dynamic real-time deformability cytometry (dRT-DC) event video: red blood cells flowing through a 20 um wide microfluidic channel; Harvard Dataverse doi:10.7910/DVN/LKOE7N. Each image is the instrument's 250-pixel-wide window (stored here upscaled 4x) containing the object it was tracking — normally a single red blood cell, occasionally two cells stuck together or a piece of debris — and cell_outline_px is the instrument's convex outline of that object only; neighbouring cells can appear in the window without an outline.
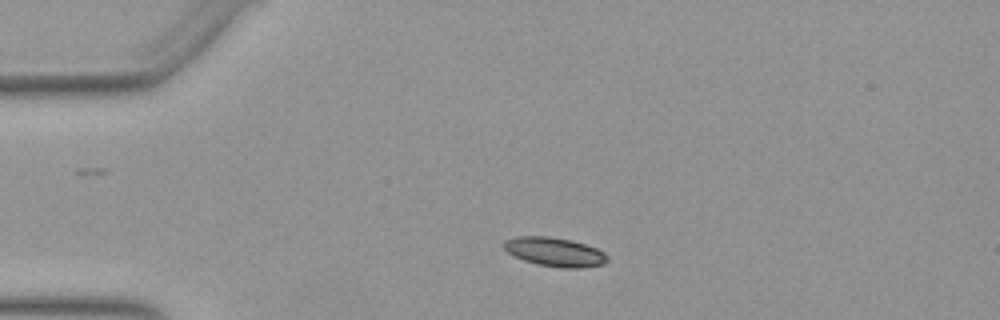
{"species": "Egyptian fruit bat (a non-hibernating species)", "species_latin": "Rousettus aegyptiacus", "temperature_condition": "warm", "stored_images_in_passage": 48, "camera_frame_rate_fps": 3000, "um_per_image_px": 0.085, "animal": {"sex": "female"}, "frame": {"image": 1, "passage_image": 8, "time_ms": 2.333, "image_size_px": [1000, 320], "cell_outline_px": [[608, 260], [604, 264], [580, 268], [564, 268], [536, 264], [524, 260], [508, 252], [500, 244], [504, 240], [516, 236], [548, 236], [572, 240], [596, 248], [604, 252], [608, 256]], "centroid_in_image_um": [47.14, 21.4], "position_along_channel_um": 37.9, "area_um2": 17.57}}
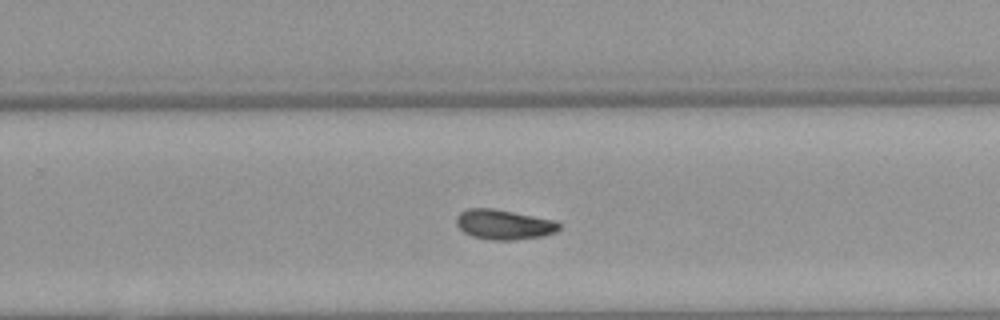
{"frame": {"image": 2, "passage_image": 30, "time_ms": 9.667, "image_size_px": [1000, 320], "cell_outline_px": [[560, 228], [556, 232], [544, 236], [516, 240], [488, 240], [472, 236], [464, 232], [456, 224], [456, 216], [460, 212], [468, 208], [496, 208], [556, 220], [560, 224]], "centroid_in_image_um": [42.85, 19.08], "position_along_channel_um": 287.0, "area_um2": 18.26}}
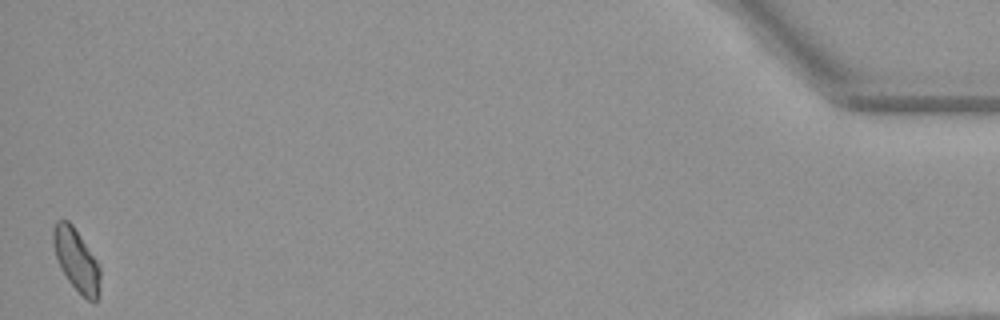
{"frame": {"image": 3, "passage_image": 48, "time_ms": 15.667, "image_size_px": [1000, 320], "cell_outline_px": [[100, 276], [96, 304], [92, 304], [68, 280], [60, 268], [52, 244], [52, 232], [56, 220], [68, 220], [72, 224], [100, 264]], "centroid_in_image_um": [6.49, 22.08], "position_along_channel_um": 428.7, "area_um2": 17.05}, "authors_computed_cell_mechanics": {"area_um2": 17.3111, "velocity_mm_per_s": 3.9057, "shape_relaxation_time_tau1_ms": 8.8051, "shape_relaxation_time_tau2_ms": null, "deformation_change_tau1": 0.1891, "deformation_change_tau2": null}}